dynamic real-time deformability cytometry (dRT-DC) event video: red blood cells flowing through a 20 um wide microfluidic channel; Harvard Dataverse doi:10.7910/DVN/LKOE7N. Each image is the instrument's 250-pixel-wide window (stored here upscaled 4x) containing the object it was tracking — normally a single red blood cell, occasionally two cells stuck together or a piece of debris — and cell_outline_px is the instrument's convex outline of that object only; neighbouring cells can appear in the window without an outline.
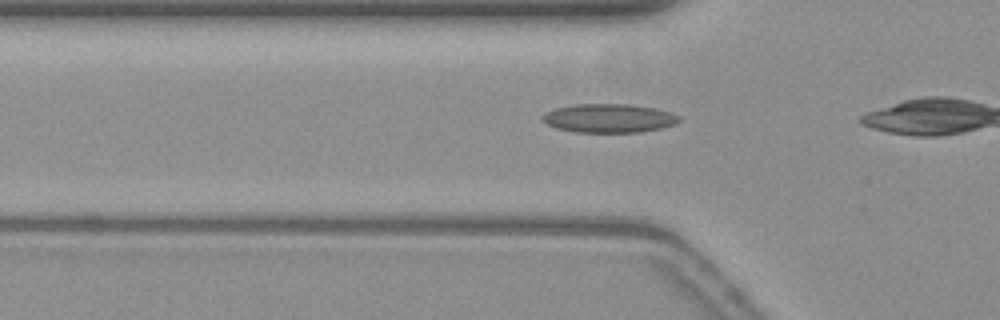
{"species": "common noctule bat (a hibernating species)", "species_latin": "Nyctalus noctula", "temperature_condition": "warm", "stored_images_in_passage": 12, "camera_frame_rate_fps": 3000, "um_per_image_px": 0.085, "animal": {"sex": "female", "body_mass_g": 19.3, "forearm_length_mm": 54.1}, "frame": {"image": 1, "passage_image": 9, "time_ms": 2.667, "image_size_px": [1000, 320], "cell_outline_px": [[680, 120], [676, 124], [660, 128], [640, 132], [576, 132], [556, 128], [548, 124], [544, 120], [544, 116], [548, 112], [556, 108], [572, 104], [628, 104], [652, 108], [668, 112], [680, 116]], "centroid_in_image_um": [51.78, 10.05], "position_along_channel_um": 74.0, "area_um2": 22.54}}